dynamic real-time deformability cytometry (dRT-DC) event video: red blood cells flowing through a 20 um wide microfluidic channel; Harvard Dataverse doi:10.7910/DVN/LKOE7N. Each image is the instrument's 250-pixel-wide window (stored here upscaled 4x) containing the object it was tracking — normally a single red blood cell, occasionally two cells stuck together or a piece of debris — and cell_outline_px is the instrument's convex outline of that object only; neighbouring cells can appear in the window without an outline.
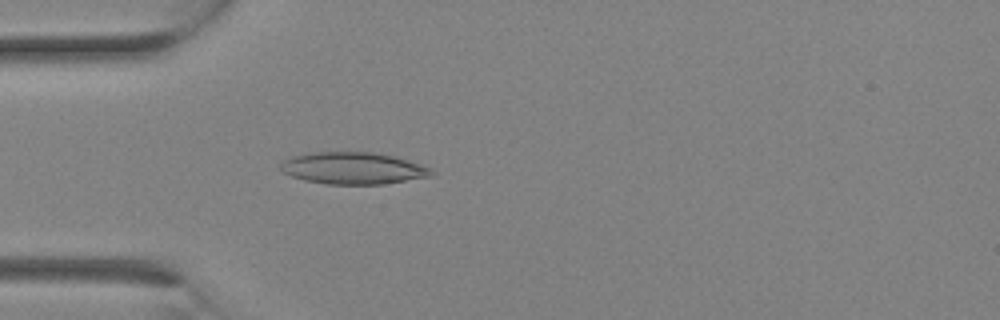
{"species": "Egyptian fruit bat (a non-hibernating species)", "species_latin": "Rousettus aegyptiacus", "temperature_condition": "room temperature", "stored_images_in_passage": 13, "camera_frame_rate_fps": 3000, "um_per_image_px": 0.085, "animal": {"sex": "female"}, "frame": {"image": 1, "passage_image": 8, "time_ms": 2.333, "image_size_px": [1000, 320], "cell_outline_px": [[436, 172], [432, 176], [384, 184], [328, 184], [304, 180], [292, 176], [284, 172], [280, 168], [280, 160], [292, 156], [312, 152], [372, 152], [392, 156], [420, 164], [432, 168]], "centroid_in_image_um": [30.01, 14.3], "position_along_channel_um": 55.0, "area_um2": 28.09}}
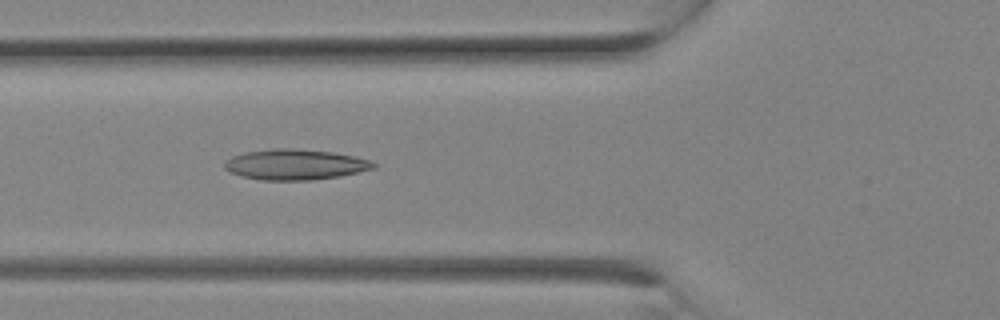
{"frame": {"image": 2, "passage_image": 10, "time_ms": 3.0, "image_size_px": [1000, 320], "cell_outline_px": [[380, 164], [376, 168], [340, 176], [312, 180], [260, 180], [240, 176], [224, 168], [224, 164], [232, 156], [244, 152], [272, 148], [296, 148], [332, 152], [356, 156]], "centroid_in_image_um": [25.12, 13.98], "position_along_channel_um": 100.7, "area_um2": 26.7}}
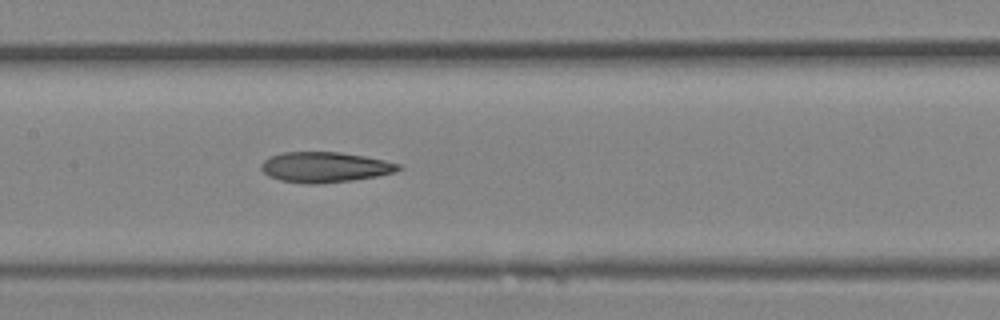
{"frame": {"image": 3, "passage_image": 13, "time_ms": 4.0, "image_size_px": [1000, 320], "cell_outline_px": [[404, 168], [396, 172], [376, 176], [352, 180], [316, 184], [304, 184], [280, 180], [268, 176], [260, 168], [260, 164], [268, 156], [284, 152], [340, 152], [364, 156], [404, 164]], "centroid_in_image_um": [27.63, 14.2], "position_along_channel_um": 179.8, "area_um2": 24.57}}